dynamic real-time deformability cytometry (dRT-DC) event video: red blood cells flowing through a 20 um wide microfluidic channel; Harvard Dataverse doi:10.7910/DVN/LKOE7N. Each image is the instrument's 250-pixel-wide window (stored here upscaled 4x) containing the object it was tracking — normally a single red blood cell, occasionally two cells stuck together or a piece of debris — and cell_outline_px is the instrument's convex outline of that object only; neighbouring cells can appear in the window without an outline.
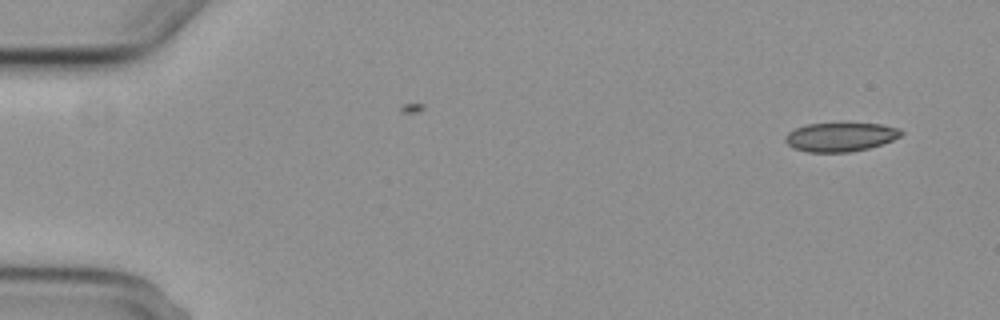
{"species": "common noctule bat (a hibernating species)", "species_latin": "Nyctalus noctula", "temperature_condition": "cold", "stored_images_in_passage": 2, "camera_frame_rate_fps": 3000, "um_per_image_px": 0.085, "animal": {"sex": "female", "body_mass_g": 29.2, "forearm_length_mm": 56.3}, "frame": {"image": 1, "passage_image": 2, "time_ms": 2.0, "image_size_px": [1000, 320], "cell_outline_px": [[904, 132], [900, 136], [892, 140], [868, 148], [848, 152], [808, 152], [792, 148], [784, 140], [784, 136], [788, 132], [796, 128], [808, 124], [880, 124], [900, 128]], "centroid_in_image_um": [71.41, 11.65], "position_along_channel_um": 13.6, "area_um2": 19.31}}